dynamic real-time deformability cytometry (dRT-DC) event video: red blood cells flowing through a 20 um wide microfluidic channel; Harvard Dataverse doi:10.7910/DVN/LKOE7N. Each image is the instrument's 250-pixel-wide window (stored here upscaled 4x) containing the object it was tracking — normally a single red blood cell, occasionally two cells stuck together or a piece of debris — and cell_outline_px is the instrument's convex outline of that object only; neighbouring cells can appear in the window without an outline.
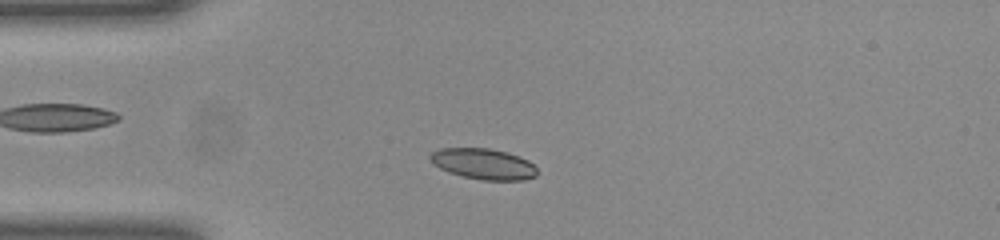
{"species": "common noctule bat (a hibernating species)", "species_latin": "Nyctalus noctula", "temperature_condition": "room temperature", "stored_images_in_passage": 46, "camera_frame_rate_fps": 3000, "um_per_image_px": 0.085, "animal": {"sex": "female", "body_mass_g": 23.0, "forearm_length_mm": 53.4}, "frame": {"image": 1, "passage_image": 8, "time_ms": 2.333, "image_size_px": [1000, 240], "cell_outline_px": [[536, 176], [524, 180], [480, 180], [448, 172], [432, 164], [428, 156], [432, 152], [440, 148], [488, 148], [508, 152], [520, 156], [528, 160], [536, 168]], "centroid_in_image_um": [41.07, 13.93], "position_along_channel_um": 43.9, "area_um2": 19.31}}
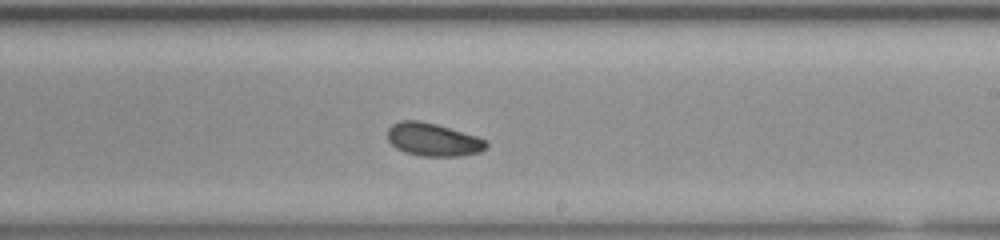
{"frame": {"image": 2, "passage_image": 25, "time_ms": 8.0, "image_size_px": [1000, 240], "cell_outline_px": [[488, 148], [480, 152], [460, 156], [420, 156], [404, 152], [396, 148], [388, 140], [388, 128], [392, 124], [400, 120], [420, 120], [436, 124], [476, 136], [488, 140]], "centroid_in_image_um": [36.82, 11.87], "position_along_channel_um": 252.2, "area_um2": 19.13}}
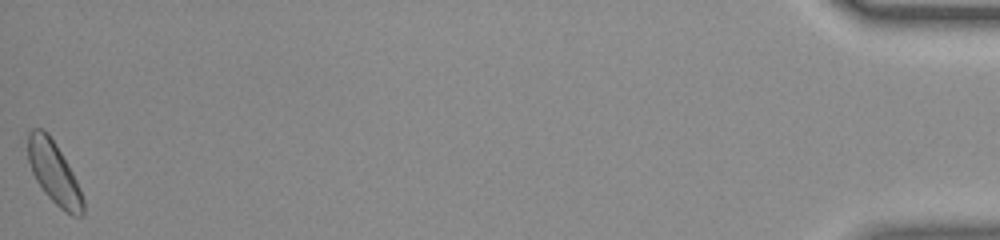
{"frame": {"image": 3, "passage_image": 46, "time_ms": 15.0, "image_size_px": [1000, 240], "cell_outline_px": [[84, 216], [72, 216], [60, 208], [44, 192], [36, 180], [32, 172], [28, 160], [28, 132], [32, 128], [44, 128], [48, 132], [56, 144], [68, 164], [76, 180], [84, 200]], "centroid_in_image_um": [4.59, 14.67], "position_along_channel_um": 430.6, "area_um2": 20.0}, "authors_computed_cell_mechanics": {"area_um2": 19.074, "velocity_mm_per_s": 4.0125, "shape_relaxation_time_tau1_ms": 4.6498, "shape_relaxation_time_tau2_ms": null, "deformation_change_tau1": 0.1214, "deformation_change_tau2": null}}